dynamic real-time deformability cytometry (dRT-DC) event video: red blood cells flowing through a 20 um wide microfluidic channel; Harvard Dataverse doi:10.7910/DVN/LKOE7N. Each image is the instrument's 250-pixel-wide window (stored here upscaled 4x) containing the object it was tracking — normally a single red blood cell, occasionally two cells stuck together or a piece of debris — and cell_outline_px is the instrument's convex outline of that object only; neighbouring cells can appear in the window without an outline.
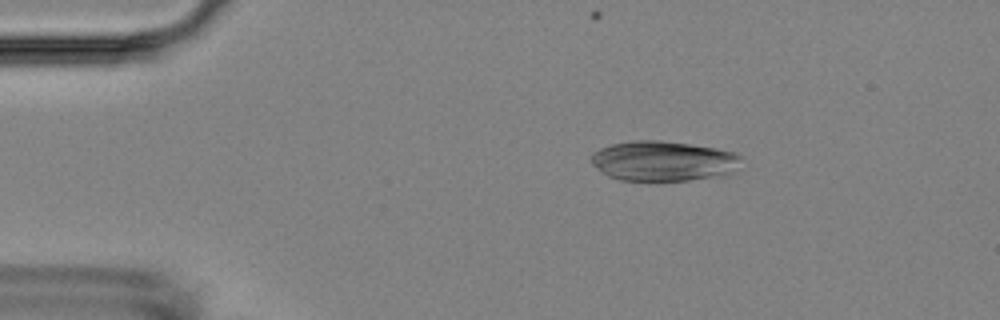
{"species": "Egyptian fruit bat (a non-hibernating species)", "species_latin": "Rousettus aegyptiacus", "temperature_condition": "room temperature", "stored_images_in_passage": 50, "camera_frame_rate_fps": 3000, "um_per_image_px": 0.085, "animal": {"sex": "female"}, "frame": {"image": 1, "passage_image": 3, "time_ms": 0.667, "image_size_px": [1000, 320], "cell_outline_px": [[740, 156], [732, 172], [728, 176], [688, 180], [620, 180], [608, 176], [592, 164], [592, 152], [600, 148], [612, 144], [636, 140], [660, 140], [716, 148], [732, 152]], "centroid_in_image_um": [56.36, 13.69], "position_along_channel_um": 28.6, "area_um2": 34.74}}
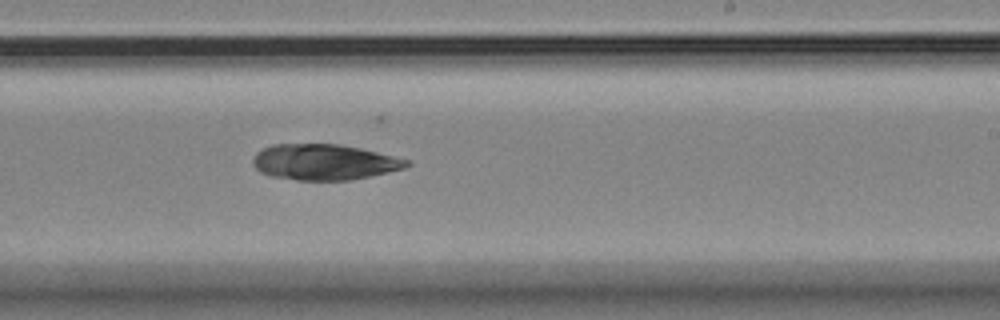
{"frame": {"image": 2, "passage_image": 27, "time_ms": 8.667, "image_size_px": [1000, 320], "cell_outline_px": [[412, 164], [404, 168], [388, 172], [348, 180], [296, 180], [272, 176], [260, 172], [252, 164], [252, 160], [256, 152], [272, 144], [340, 144], [360, 148], [412, 160]], "centroid_in_image_um": [27.56, 13.77], "position_along_channel_um": 261.4, "area_um2": 32.08}}
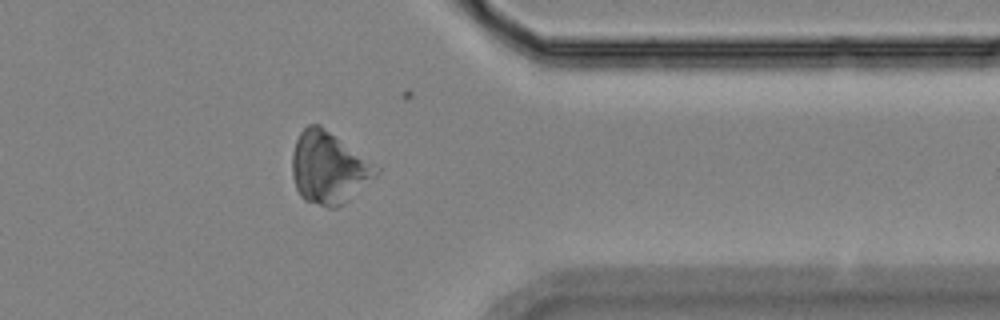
{"frame": {"image": 3, "passage_image": 38, "time_ms": 12.333, "image_size_px": [1000, 320], "cell_outline_px": [[380, 172], [376, 176], [344, 204], [336, 208], [328, 208], [304, 200], [300, 196], [296, 188], [292, 176], [292, 152], [296, 140], [300, 132], [308, 124], [320, 124], [380, 168]], "centroid_in_image_um": [27.92, 14.27], "position_along_channel_um": 383.5, "area_um2": 35.2}}